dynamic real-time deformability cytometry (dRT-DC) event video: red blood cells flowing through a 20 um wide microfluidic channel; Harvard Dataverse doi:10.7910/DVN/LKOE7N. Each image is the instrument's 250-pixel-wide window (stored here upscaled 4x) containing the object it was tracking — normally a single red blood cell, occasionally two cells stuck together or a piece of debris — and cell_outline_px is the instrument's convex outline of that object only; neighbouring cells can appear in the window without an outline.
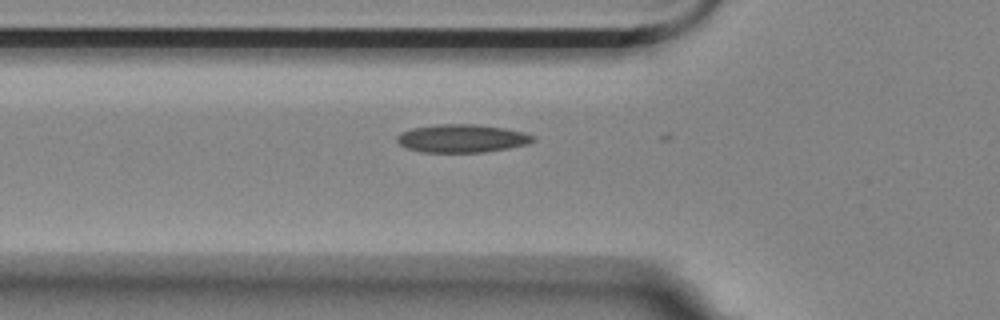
{"species": "Egyptian fruit bat (a non-hibernating species)", "species_latin": "Rousettus aegyptiacus", "temperature_condition": "room temperature", "stored_images_in_passage": 2, "camera_frame_rate_fps": 3000, "um_per_image_px": 0.085, "animal": {"sex": "female"}, "frame": {"image": 1, "passage_image": 2, "time_ms": 0.333, "image_size_px": [1000, 320], "cell_outline_px": [[536, 140], [528, 144], [508, 148], [484, 152], [420, 152], [404, 148], [396, 140], [396, 136], [400, 132], [412, 128], [436, 124], [476, 124], [504, 128], [524, 132], [536, 136]], "centroid_in_image_um": [39.25, 11.76], "position_along_channel_um": 86.5, "area_um2": 22.54}}